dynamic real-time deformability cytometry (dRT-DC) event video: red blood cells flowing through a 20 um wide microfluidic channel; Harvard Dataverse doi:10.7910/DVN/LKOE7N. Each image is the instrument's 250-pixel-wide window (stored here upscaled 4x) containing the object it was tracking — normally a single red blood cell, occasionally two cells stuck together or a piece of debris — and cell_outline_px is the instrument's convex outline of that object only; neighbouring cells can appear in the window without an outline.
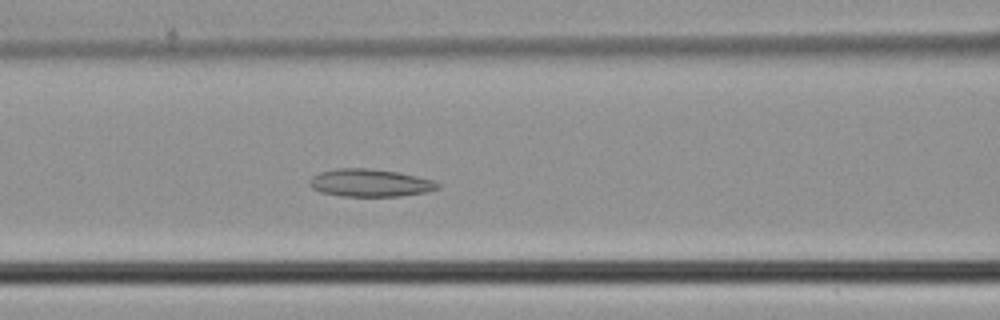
{"species": "common noctule bat (a hibernating species)", "species_latin": "Nyctalus noctula", "temperature_condition": "cold", "stored_images_in_passage": 46, "camera_frame_rate_fps": 3000, "um_per_image_px": 0.085, "animal": {"sex": "male", "body_mass_g": 21.5, "forearm_length_mm": 52.0}, "frame": {"image": 1, "passage_image": 18, "time_ms": 5.667, "image_size_px": [1000, 320], "cell_outline_px": [[440, 188], [428, 192], [400, 196], [344, 196], [320, 192], [312, 188], [308, 184], [308, 180], [312, 176], [320, 172], [336, 168], [368, 168], [396, 172], [416, 176], [432, 180], [440, 184]], "centroid_in_image_um": [31.43, 15.55], "position_along_channel_um": 135.2, "area_um2": 20.69}}
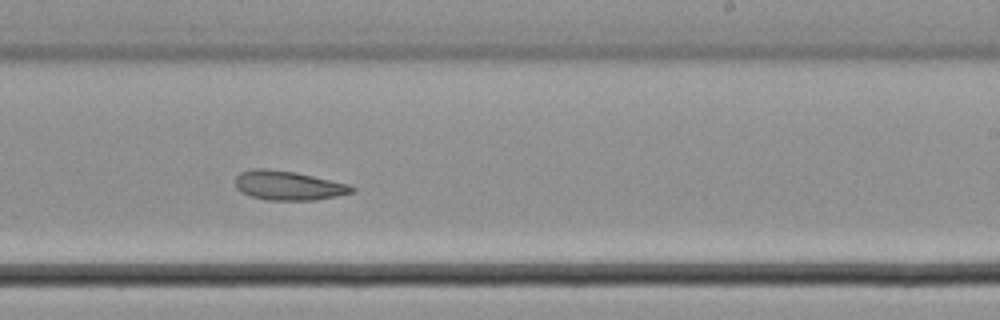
{"frame": {"image": 2, "passage_image": 27, "time_ms": 8.667, "image_size_px": [1000, 320], "cell_outline_px": [[356, 188], [352, 192], [336, 196], [316, 200], [264, 200], [240, 192], [236, 188], [236, 176], [240, 172], [252, 168], [264, 168], [296, 172], [352, 184]], "centroid_in_image_um": [24.52, 15.76], "position_along_channel_um": 264.5, "area_um2": 20.11}}
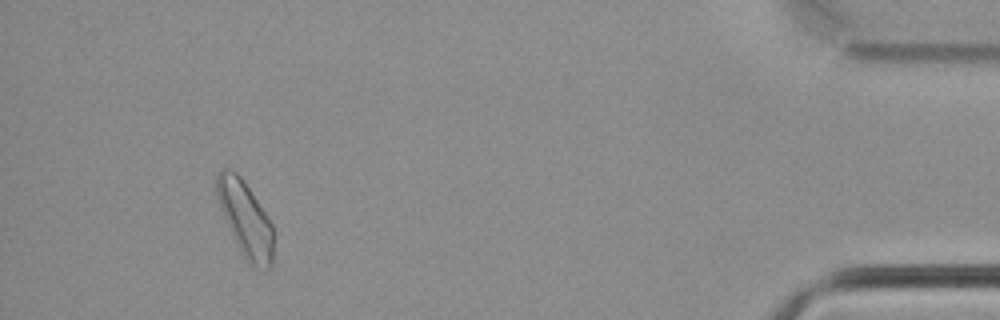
{"frame": {"image": 3, "passage_image": 42, "time_ms": 13.667, "image_size_px": [1000, 320], "cell_outline_px": [[276, 232], [272, 268], [268, 268], [252, 264], [244, 256], [220, 208], [216, 192], [216, 176], [224, 168], [236, 172], [240, 176], [272, 224]], "centroid_in_image_um": [20.91, 18.62], "position_along_channel_um": 414.3, "area_um2": 24.22}}